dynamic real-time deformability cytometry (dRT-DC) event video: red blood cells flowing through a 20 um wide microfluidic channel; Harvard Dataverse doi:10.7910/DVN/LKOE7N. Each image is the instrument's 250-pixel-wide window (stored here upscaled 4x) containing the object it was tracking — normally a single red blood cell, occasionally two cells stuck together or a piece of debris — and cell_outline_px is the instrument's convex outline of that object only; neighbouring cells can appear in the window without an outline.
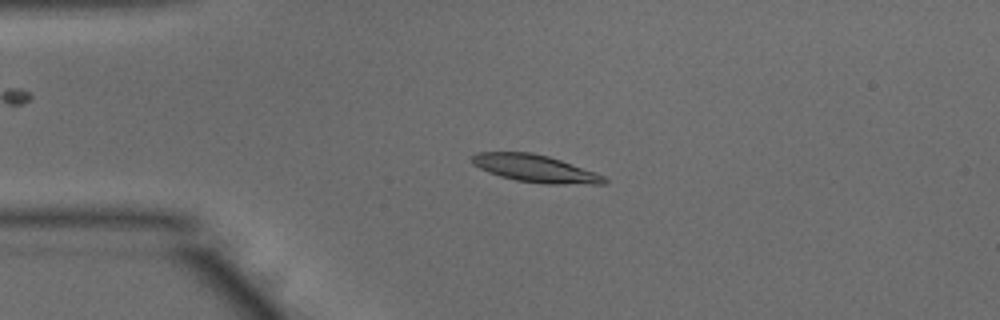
{"species": "common noctule bat (a hibernating species)", "species_latin": "Nyctalus noctula", "temperature_condition": "warm", "stored_images_in_passage": 42, "camera_frame_rate_fps": 3000, "um_per_image_px": 0.085, "animal": {"sex": "male", "body_mass_g": 15.6}, "frame": {"image": 1, "passage_image": 2, "time_ms": 0.333, "image_size_px": [1000, 320], "cell_outline_px": [[608, 180], [604, 184], [544, 184], [516, 180], [500, 176], [488, 172], [472, 164], [472, 156], [476, 152], [532, 152], [548, 156], [596, 172], [604, 176]], "centroid_in_image_um": [45.49, 14.32], "position_along_channel_um": 39.5, "area_um2": 21.1}}
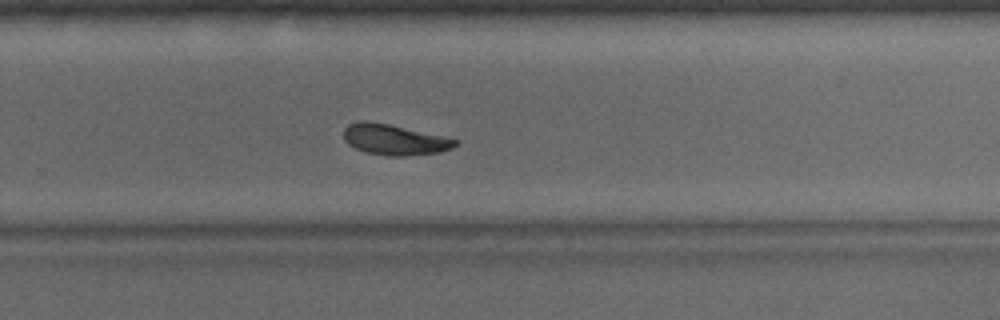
{"frame": {"image": 2, "passage_image": 24, "time_ms": 7.667, "image_size_px": [1000, 320], "cell_outline_px": [[460, 144], [452, 148], [440, 152], [404, 156], [388, 156], [368, 152], [356, 148], [348, 144], [344, 140], [344, 128], [348, 124], [360, 120], [364, 120], [388, 124], [460, 140]], "centroid_in_image_um": [33.53, 11.87], "position_along_channel_um": 296.3, "area_um2": 19.83}}
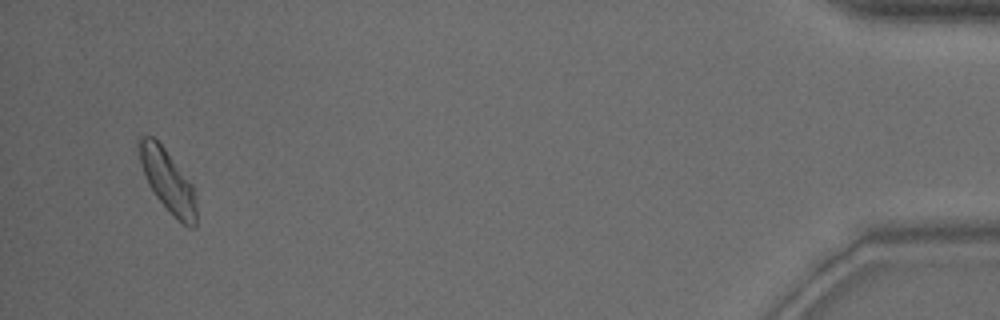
{"frame": {"image": 3, "passage_image": 40, "time_ms": 13.0, "image_size_px": [1000, 320], "cell_outline_px": [[196, 228], [188, 228], [172, 216], [156, 196], [148, 184], [140, 160], [136, 144], [136, 136], [152, 136], [164, 148], [192, 184], [196, 208]], "centroid_in_image_um": [14.23, 15.37], "position_along_channel_um": 421.0, "area_um2": 20.69}, "authors_computed_cell_mechanics": {"area_um2": 20.23, "velocity_mm_per_s": 3.8495, "shape_relaxation_time_tau1_ms": 5.2894, "shape_relaxation_time_tau2_ms": 7.5181, "deformation_change_tau1": 0.1646, "deformation_change_tau2": 0.1468}}